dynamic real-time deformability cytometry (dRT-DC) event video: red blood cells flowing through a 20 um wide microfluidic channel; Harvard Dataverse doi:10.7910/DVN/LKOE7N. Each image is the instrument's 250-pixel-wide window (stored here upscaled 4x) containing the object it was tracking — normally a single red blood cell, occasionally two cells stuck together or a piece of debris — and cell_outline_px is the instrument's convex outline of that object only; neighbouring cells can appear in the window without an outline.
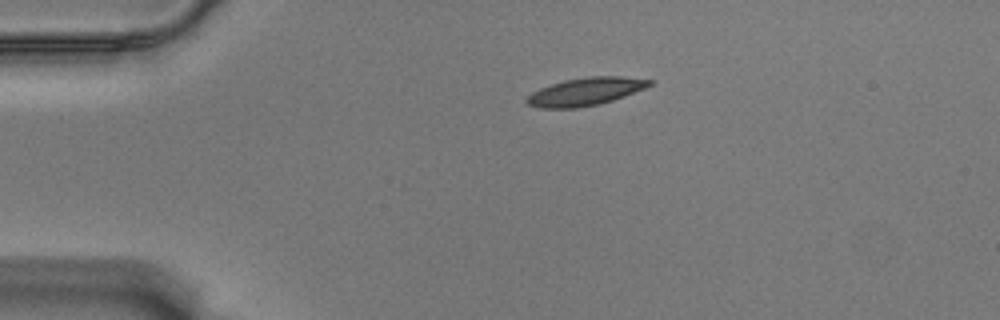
{"species": "Egyptian fruit bat (a non-hibernating species)", "species_latin": "Rousettus aegyptiacus", "temperature_condition": "warm", "stored_images_in_passage": 46, "camera_frame_rate_fps": 3000, "um_per_image_px": 0.085, "animal": {"sex": "male"}, "frame": {"image": 1, "passage_image": 1, "time_ms": 0.0, "image_size_px": [1000, 320], "cell_outline_px": [[652, 84], [644, 88], [624, 96], [612, 100], [596, 104], [576, 108], [540, 108], [528, 104], [524, 100], [532, 92], [540, 88], [564, 80], [588, 76], [620, 76], [652, 80]], "centroid_in_image_um": [49.73, 7.78], "position_along_channel_um": 35.3, "area_um2": 19.65}}
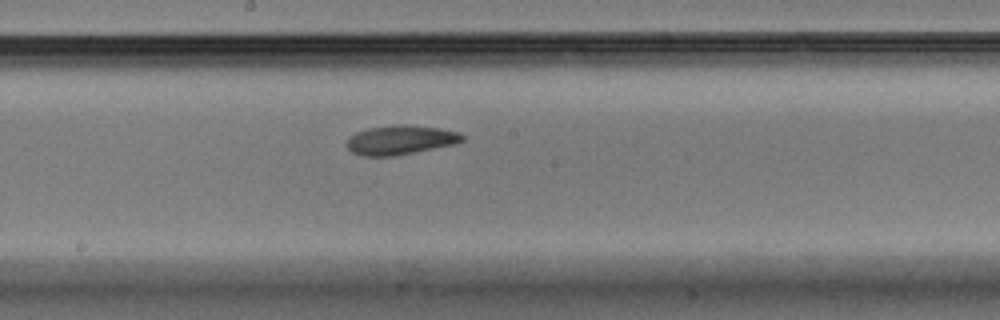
{"frame": {"image": 2, "passage_image": 20, "time_ms": 6.333, "image_size_px": [1000, 320], "cell_outline_px": [[464, 140], [456, 144], [396, 156], [364, 156], [352, 152], [348, 148], [348, 136], [356, 132], [368, 128], [396, 124], [408, 124], [440, 128], [456, 132], [464, 136]], "centroid_in_image_um": [34.04, 11.89], "position_along_channel_um": 214.2, "area_um2": 19.83}}
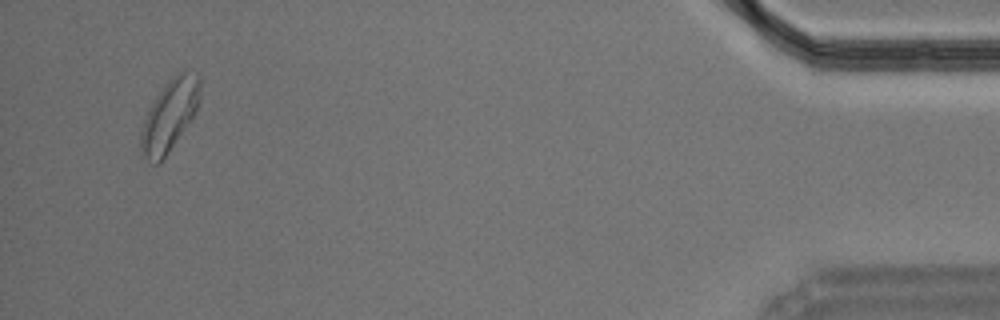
{"frame": {"image": 3, "passage_image": 44, "time_ms": 14.333, "image_size_px": [1000, 320], "cell_outline_px": [[200, 100], [192, 116], [160, 164], [152, 164], [140, 152], [140, 128], [160, 88], [176, 72], [184, 68], [200, 72]], "centroid_in_image_um": [14.41, 9.73], "position_along_channel_um": 420.8, "area_um2": 24.8}, "authors_computed_cell_mechanics": {"area_um2": 19.7965, "velocity_mm_per_s": 3.5038, "shape_relaxation_time_tau1_ms": 4.4806, "shape_relaxation_time_tau2_ms": null, "deformation_change_tau1": 0.1498, "deformation_change_tau2": null}}